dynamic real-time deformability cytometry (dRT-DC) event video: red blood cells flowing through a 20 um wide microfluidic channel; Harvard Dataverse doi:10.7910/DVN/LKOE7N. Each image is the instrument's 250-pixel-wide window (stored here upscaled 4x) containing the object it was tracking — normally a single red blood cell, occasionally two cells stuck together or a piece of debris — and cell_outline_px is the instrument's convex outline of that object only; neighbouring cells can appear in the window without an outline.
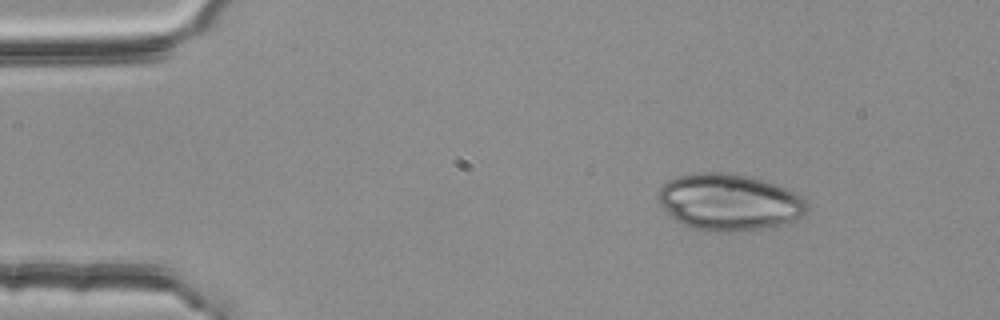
{"species": "common noctule bat (a hibernating species)", "species_latin": "Nyctalus noctula", "temperature_condition": "room temperature", "stored_images_in_passage": 47, "camera_frame_rate_fps": 3000, "um_per_image_px": 0.085, "animal": {"sex": "female", "body_mass_g": 25.1}, "frame": {"image": 1, "passage_image": 1, "time_ms": 0.0, "image_size_px": [1000, 320], "cell_outline_px": [[808, 208], [804, 216], [792, 224], [764, 228], [704, 232], [692, 228], [676, 220], [660, 204], [656, 196], [660, 188], [668, 180], [680, 176], [700, 172], [720, 172], [752, 176], [784, 188], [800, 196], [808, 204]], "centroid_in_image_um": [62.0, 17.19], "position_along_channel_um": 23.0, "area_um2": 49.07}}
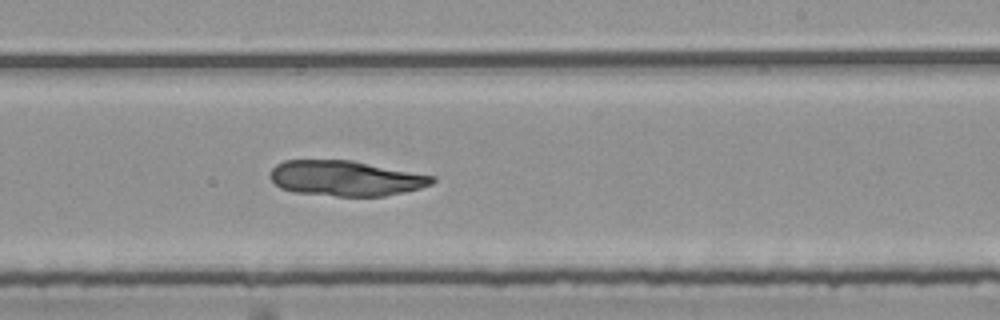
{"frame": {"image": 2, "passage_image": 26, "time_ms": 8.333, "image_size_px": [1000, 320], "cell_outline_px": [[436, 180], [432, 184], [420, 188], [404, 192], [384, 196], [336, 196], [292, 192], [280, 188], [272, 180], [272, 168], [276, 164], [284, 160], [352, 160], [432, 176]], "centroid_in_image_um": [29.36, 15.16], "position_along_channel_um": 259.6, "area_um2": 33.12}}
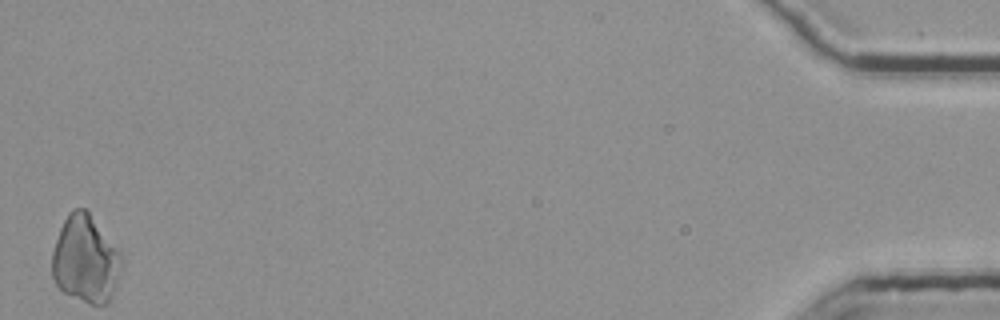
{"frame": {"image": 3, "passage_image": 47, "time_ms": 15.333, "image_size_px": [1000, 320], "cell_outline_px": [[124, 260], [112, 296], [108, 304], [92, 304], [64, 292], [56, 284], [52, 276], [52, 252], [60, 228], [68, 212], [72, 208], [84, 208], [88, 212], [120, 252]], "centroid_in_image_um": [7.27, 22.04], "position_along_channel_um": 427.9, "area_um2": 35.14}}